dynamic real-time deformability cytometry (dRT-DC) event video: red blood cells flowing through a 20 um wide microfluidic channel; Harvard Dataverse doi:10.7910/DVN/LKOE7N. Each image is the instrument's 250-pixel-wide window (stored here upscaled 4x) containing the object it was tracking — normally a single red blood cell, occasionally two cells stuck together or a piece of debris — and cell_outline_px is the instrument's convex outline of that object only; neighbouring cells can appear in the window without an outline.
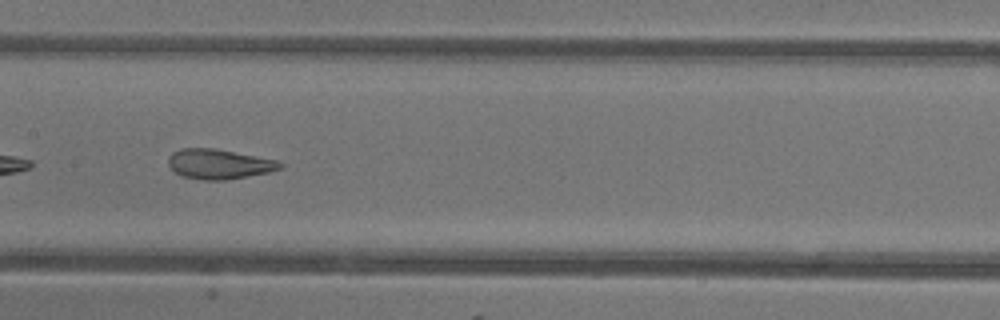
{"species": "common noctule bat (a hibernating species)", "species_latin": "Nyctalus noctula", "temperature_condition": "warm", "stored_images_in_passage": 43, "camera_frame_rate_fps": 3000, "um_per_image_px": 0.085, "animal": {"sex": "female"}, "frame": {"image": 1, "passage_image": 25, "time_ms": 8.0, "image_size_px": [1000, 320], "cell_outline_px": [[284, 168], [268, 172], [248, 176], [224, 180], [204, 180], [180, 176], [168, 164], [168, 156], [172, 152], [180, 148], [216, 148], [276, 160], [284, 164]], "centroid_in_image_um": [18.61, 13.94], "position_along_channel_um": 188.8, "area_um2": 19.54}}
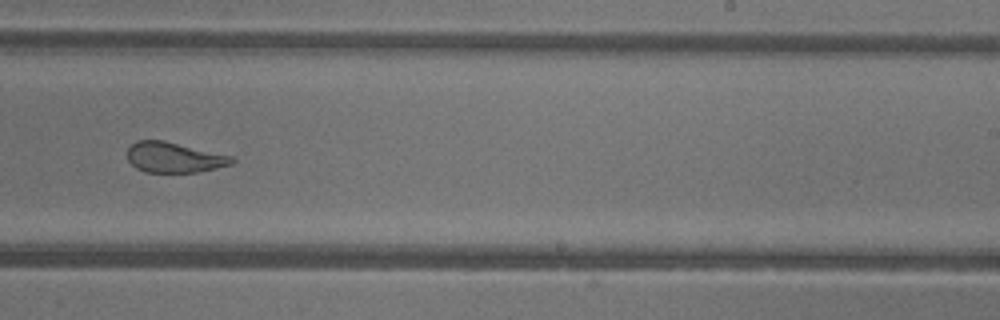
{"frame": {"image": 2, "passage_image": 31, "time_ms": 10.0, "image_size_px": [1000, 320], "cell_outline_px": [[236, 160], [232, 164], [216, 168], [196, 172], [144, 172], [136, 168], [128, 160], [128, 148], [136, 140], [164, 140], [232, 156]], "centroid_in_image_um": [14.79, 13.38], "position_along_channel_um": 274.2, "area_um2": 18.44}, "authors_computed_cell_mechanics": {"area_um2": 22.1374, "velocity_mm_per_s": 4.3068, "shape_relaxation_time_tau1_ms": 9.2791, "shape_relaxation_time_tau2_ms": 1.0792, "deformation_change_tau1": 0.2379, "deformation_change_tau2": 0.0817}}